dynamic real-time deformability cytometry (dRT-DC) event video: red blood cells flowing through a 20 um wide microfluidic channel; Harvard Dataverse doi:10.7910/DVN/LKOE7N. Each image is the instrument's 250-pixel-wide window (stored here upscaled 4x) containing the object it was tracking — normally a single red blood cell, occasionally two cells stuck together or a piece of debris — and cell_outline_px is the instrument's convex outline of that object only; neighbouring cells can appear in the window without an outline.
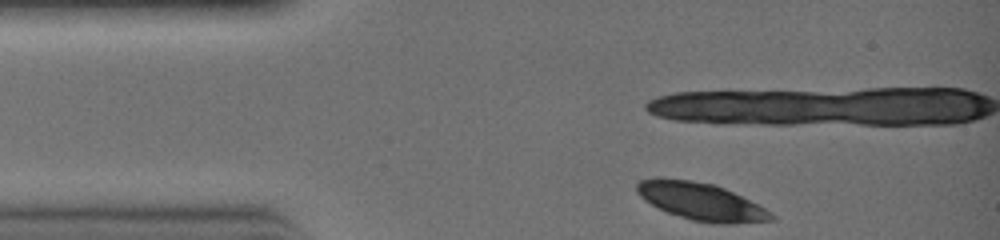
{"species": "common noctule bat (a hibernating species)", "species_latin": "Nyctalus noctula", "temperature_condition": "warm", "stored_images_in_passage": 3, "camera_frame_rate_fps": 3000, "um_per_image_px": 0.085, "animal": {"sex": "female", "body_mass_g": 19.0, "forearm_length_mm": 51.5}, "frame": {"image": 1, "passage_image": 1, "time_ms": 0.0, "image_size_px": [1000, 240], "cell_outline_px": [[776, 220], [736, 224], [716, 224], [692, 220], [668, 212], [644, 200], [636, 192], [636, 184], [640, 180], [656, 176], [660, 176], [692, 180], [712, 184], [724, 188], [772, 212], [776, 216]], "centroid_in_image_um": [59.57, 17.12], "position_along_channel_um": 25.4, "area_um2": 29.48}}